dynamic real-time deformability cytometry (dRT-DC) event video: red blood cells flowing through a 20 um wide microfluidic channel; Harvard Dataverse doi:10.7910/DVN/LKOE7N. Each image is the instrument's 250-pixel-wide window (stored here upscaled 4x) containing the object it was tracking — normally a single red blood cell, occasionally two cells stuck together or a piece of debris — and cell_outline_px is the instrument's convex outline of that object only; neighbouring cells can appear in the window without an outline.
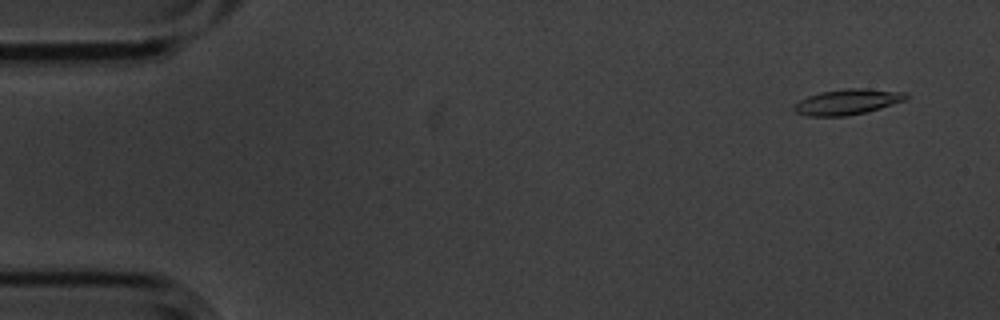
{"species": "common noctule bat (a hibernating species)", "species_latin": "Nyctalus noctula", "temperature_condition": "cold", "stored_images_in_passage": 5, "camera_frame_rate_fps": 3000, "um_per_image_px": 0.085, "animal": {"sex": "male", "body_mass_g": 20.1, "forearm_length_mm": 53.5}, "frame": {"image": 1, "passage_image": 2, "time_ms": 0.333, "image_size_px": [1000, 320], "cell_outline_px": [[908, 96], [904, 100], [880, 108], [848, 116], [808, 116], [796, 112], [792, 108], [792, 104], [808, 96], [820, 92], [844, 88], [864, 88], [908, 92]], "centroid_in_image_um": [72.0, 8.65], "position_along_channel_um": 13.0, "area_um2": 16.7}}